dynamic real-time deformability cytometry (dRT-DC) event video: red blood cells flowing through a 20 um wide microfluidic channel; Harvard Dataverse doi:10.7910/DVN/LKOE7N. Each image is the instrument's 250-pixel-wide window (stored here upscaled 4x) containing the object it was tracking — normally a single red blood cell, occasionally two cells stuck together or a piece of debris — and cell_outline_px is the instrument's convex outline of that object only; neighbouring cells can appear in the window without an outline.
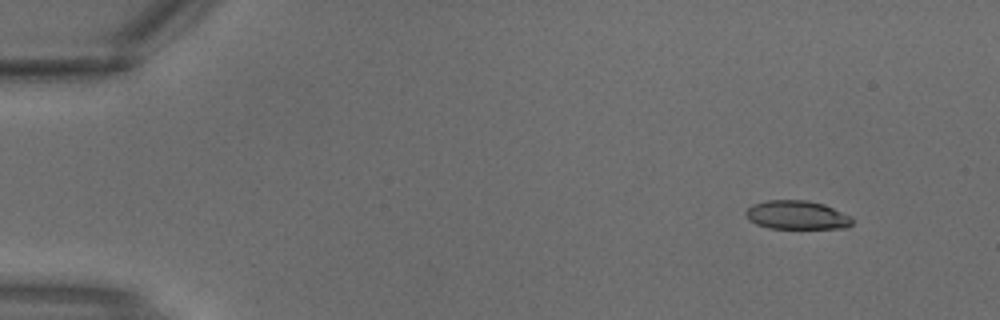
{"species": "common noctule bat (a hibernating species)", "species_latin": "Nyctalus noctula", "temperature_condition": "warm", "stored_images_in_passage": 3, "camera_frame_rate_fps": 3000, "um_per_image_px": 0.085, "animal": {"sex": "male", "body_mass_g": 18.8}, "frame": {"image": 1, "passage_image": 2, "time_ms": 0.333, "image_size_px": [1000, 320], "cell_outline_px": [[852, 224], [848, 228], [768, 228], [756, 224], [748, 220], [744, 212], [752, 204], [764, 200], [808, 200], [824, 204], [852, 216]], "centroid_in_image_um": [67.72, 18.27], "position_along_channel_um": 17.3, "area_um2": 18.03}}